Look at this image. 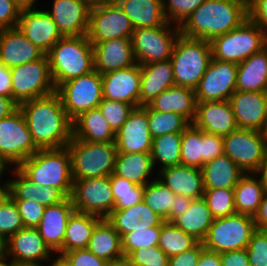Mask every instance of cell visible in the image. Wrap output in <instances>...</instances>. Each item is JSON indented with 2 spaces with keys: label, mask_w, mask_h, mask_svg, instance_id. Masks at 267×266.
Here are the masks:
<instances>
[{
  "label": "cell",
  "mask_w": 267,
  "mask_h": 266,
  "mask_svg": "<svg viewBox=\"0 0 267 266\" xmlns=\"http://www.w3.org/2000/svg\"><path fill=\"white\" fill-rule=\"evenodd\" d=\"M32 140L38 149L66 147L73 137V121L63 108L60 96L31 99L19 105Z\"/></svg>",
  "instance_id": "6da1fadb"
},
{
  "label": "cell",
  "mask_w": 267,
  "mask_h": 266,
  "mask_svg": "<svg viewBox=\"0 0 267 266\" xmlns=\"http://www.w3.org/2000/svg\"><path fill=\"white\" fill-rule=\"evenodd\" d=\"M248 18V0H205L179 26L181 35L212 41Z\"/></svg>",
  "instance_id": "7a4b0ae2"
},
{
  "label": "cell",
  "mask_w": 267,
  "mask_h": 266,
  "mask_svg": "<svg viewBox=\"0 0 267 266\" xmlns=\"http://www.w3.org/2000/svg\"><path fill=\"white\" fill-rule=\"evenodd\" d=\"M46 55L56 89L94 70L93 46L87 35L62 37Z\"/></svg>",
  "instance_id": "3957f363"
},
{
  "label": "cell",
  "mask_w": 267,
  "mask_h": 266,
  "mask_svg": "<svg viewBox=\"0 0 267 266\" xmlns=\"http://www.w3.org/2000/svg\"><path fill=\"white\" fill-rule=\"evenodd\" d=\"M17 168L35 184L56 188L67 197L71 196L73 178L71 158L67 147L39 149Z\"/></svg>",
  "instance_id": "277c9868"
},
{
  "label": "cell",
  "mask_w": 267,
  "mask_h": 266,
  "mask_svg": "<svg viewBox=\"0 0 267 266\" xmlns=\"http://www.w3.org/2000/svg\"><path fill=\"white\" fill-rule=\"evenodd\" d=\"M73 180L110 176L117 156L115 142H87L73 138L66 146Z\"/></svg>",
  "instance_id": "5b68a950"
},
{
  "label": "cell",
  "mask_w": 267,
  "mask_h": 266,
  "mask_svg": "<svg viewBox=\"0 0 267 266\" xmlns=\"http://www.w3.org/2000/svg\"><path fill=\"white\" fill-rule=\"evenodd\" d=\"M211 59L212 48L209 41L188 38L180 34L170 58L175 85L195 90Z\"/></svg>",
  "instance_id": "8992f818"
},
{
  "label": "cell",
  "mask_w": 267,
  "mask_h": 266,
  "mask_svg": "<svg viewBox=\"0 0 267 266\" xmlns=\"http://www.w3.org/2000/svg\"><path fill=\"white\" fill-rule=\"evenodd\" d=\"M210 43L213 59L239 64L265 48L267 37L248 17L237 28L214 38Z\"/></svg>",
  "instance_id": "52a82bcc"
},
{
  "label": "cell",
  "mask_w": 267,
  "mask_h": 266,
  "mask_svg": "<svg viewBox=\"0 0 267 266\" xmlns=\"http://www.w3.org/2000/svg\"><path fill=\"white\" fill-rule=\"evenodd\" d=\"M255 230L253 216L247 214L216 218L202 244L205 249L217 253L246 249Z\"/></svg>",
  "instance_id": "ba28073f"
},
{
  "label": "cell",
  "mask_w": 267,
  "mask_h": 266,
  "mask_svg": "<svg viewBox=\"0 0 267 266\" xmlns=\"http://www.w3.org/2000/svg\"><path fill=\"white\" fill-rule=\"evenodd\" d=\"M180 34V27L169 22L162 26L134 29L131 43L136 63L144 65L169 60Z\"/></svg>",
  "instance_id": "9c48e42d"
},
{
  "label": "cell",
  "mask_w": 267,
  "mask_h": 266,
  "mask_svg": "<svg viewBox=\"0 0 267 266\" xmlns=\"http://www.w3.org/2000/svg\"><path fill=\"white\" fill-rule=\"evenodd\" d=\"M38 150L19 108L0 120V161L6 168L18 167Z\"/></svg>",
  "instance_id": "30bf717a"
},
{
  "label": "cell",
  "mask_w": 267,
  "mask_h": 266,
  "mask_svg": "<svg viewBox=\"0 0 267 266\" xmlns=\"http://www.w3.org/2000/svg\"><path fill=\"white\" fill-rule=\"evenodd\" d=\"M12 98L18 104L56 92L47 55L39 60L10 68Z\"/></svg>",
  "instance_id": "8fae6325"
},
{
  "label": "cell",
  "mask_w": 267,
  "mask_h": 266,
  "mask_svg": "<svg viewBox=\"0 0 267 266\" xmlns=\"http://www.w3.org/2000/svg\"><path fill=\"white\" fill-rule=\"evenodd\" d=\"M56 93L73 121L81 113L98 108L103 99L102 75L96 70L62 83Z\"/></svg>",
  "instance_id": "7c38bea8"
},
{
  "label": "cell",
  "mask_w": 267,
  "mask_h": 266,
  "mask_svg": "<svg viewBox=\"0 0 267 266\" xmlns=\"http://www.w3.org/2000/svg\"><path fill=\"white\" fill-rule=\"evenodd\" d=\"M224 155L236 163L244 173H255L265 156L267 144L261 131L237 128L223 137Z\"/></svg>",
  "instance_id": "4fadbf2b"
},
{
  "label": "cell",
  "mask_w": 267,
  "mask_h": 266,
  "mask_svg": "<svg viewBox=\"0 0 267 266\" xmlns=\"http://www.w3.org/2000/svg\"><path fill=\"white\" fill-rule=\"evenodd\" d=\"M70 198L77 212L107 218L114 209L109 176L73 180Z\"/></svg>",
  "instance_id": "5bb4252c"
},
{
  "label": "cell",
  "mask_w": 267,
  "mask_h": 266,
  "mask_svg": "<svg viewBox=\"0 0 267 266\" xmlns=\"http://www.w3.org/2000/svg\"><path fill=\"white\" fill-rule=\"evenodd\" d=\"M134 27L129 17L112 0L90 10L88 39L100 43L116 38H131Z\"/></svg>",
  "instance_id": "9a60e30c"
},
{
  "label": "cell",
  "mask_w": 267,
  "mask_h": 266,
  "mask_svg": "<svg viewBox=\"0 0 267 266\" xmlns=\"http://www.w3.org/2000/svg\"><path fill=\"white\" fill-rule=\"evenodd\" d=\"M238 64L211 59L195 89L197 102L225 101L236 91Z\"/></svg>",
  "instance_id": "2e32d148"
},
{
  "label": "cell",
  "mask_w": 267,
  "mask_h": 266,
  "mask_svg": "<svg viewBox=\"0 0 267 266\" xmlns=\"http://www.w3.org/2000/svg\"><path fill=\"white\" fill-rule=\"evenodd\" d=\"M7 259L14 266H44L55 253L37 228H24L6 240Z\"/></svg>",
  "instance_id": "e0dca14e"
},
{
  "label": "cell",
  "mask_w": 267,
  "mask_h": 266,
  "mask_svg": "<svg viewBox=\"0 0 267 266\" xmlns=\"http://www.w3.org/2000/svg\"><path fill=\"white\" fill-rule=\"evenodd\" d=\"M17 28L45 54L63 37L43 6L22 7Z\"/></svg>",
  "instance_id": "ac0fdd59"
},
{
  "label": "cell",
  "mask_w": 267,
  "mask_h": 266,
  "mask_svg": "<svg viewBox=\"0 0 267 266\" xmlns=\"http://www.w3.org/2000/svg\"><path fill=\"white\" fill-rule=\"evenodd\" d=\"M152 140L147 105L134 108L126 122L115 133L118 153H151Z\"/></svg>",
  "instance_id": "d6986e66"
},
{
  "label": "cell",
  "mask_w": 267,
  "mask_h": 266,
  "mask_svg": "<svg viewBox=\"0 0 267 266\" xmlns=\"http://www.w3.org/2000/svg\"><path fill=\"white\" fill-rule=\"evenodd\" d=\"M103 98L140 107V65L112 71L102 75Z\"/></svg>",
  "instance_id": "ffe728a7"
},
{
  "label": "cell",
  "mask_w": 267,
  "mask_h": 266,
  "mask_svg": "<svg viewBox=\"0 0 267 266\" xmlns=\"http://www.w3.org/2000/svg\"><path fill=\"white\" fill-rule=\"evenodd\" d=\"M52 2L44 9L52 17L63 37L87 35L91 9L85 3L80 0Z\"/></svg>",
  "instance_id": "44dd1931"
},
{
  "label": "cell",
  "mask_w": 267,
  "mask_h": 266,
  "mask_svg": "<svg viewBox=\"0 0 267 266\" xmlns=\"http://www.w3.org/2000/svg\"><path fill=\"white\" fill-rule=\"evenodd\" d=\"M228 101L238 128L263 129L267 119V92L235 91Z\"/></svg>",
  "instance_id": "7402d4cb"
},
{
  "label": "cell",
  "mask_w": 267,
  "mask_h": 266,
  "mask_svg": "<svg viewBox=\"0 0 267 266\" xmlns=\"http://www.w3.org/2000/svg\"><path fill=\"white\" fill-rule=\"evenodd\" d=\"M91 44L94 70L101 75L136 64L131 38H116Z\"/></svg>",
  "instance_id": "603a6c76"
},
{
  "label": "cell",
  "mask_w": 267,
  "mask_h": 266,
  "mask_svg": "<svg viewBox=\"0 0 267 266\" xmlns=\"http://www.w3.org/2000/svg\"><path fill=\"white\" fill-rule=\"evenodd\" d=\"M192 124L206 133L222 137L238 128L228 100L197 102L196 116Z\"/></svg>",
  "instance_id": "cb8c5ba5"
},
{
  "label": "cell",
  "mask_w": 267,
  "mask_h": 266,
  "mask_svg": "<svg viewBox=\"0 0 267 266\" xmlns=\"http://www.w3.org/2000/svg\"><path fill=\"white\" fill-rule=\"evenodd\" d=\"M46 54L17 28L0 30V62L13 68L43 58Z\"/></svg>",
  "instance_id": "d4e9b609"
},
{
  "label": "cell",
  "mask_w": 267,
  "mask_h": 266,
  "mask_svg": "<svg viewBox=\"0 0 267 266\" xmlns=\"http://www.w3.org/2000/svg\"><path fill=\"white\" fill-rule=\"evenodd\" d=\"M9 175H11V177H9ZM6 176L9 184V196L13 200H32L44 207H48L58 204L67 198L59 189L48 186L41 187L35 184L17 167L7 168Z\"/></svg>",
  "instance_id": "484cf974"
},
{
  "label": "cell",
  "mask_w": 267,
  "mask_h": 266,
  "mask_svg": "<svg viewBox=\"0 0 267 266\" xmlns=\"http://www.w3.org/2000/svg\"><path fill=\"white\" fill-rule=\"evenodd\" d=\"M157 179L174 194L192 199L203 197L202 169L187 165H175L157 172Z\"/></svg>",
  "instance_id": "4316f807"
},
{
  "label": "cell",
  "mask_w": 267,
  "mask_h": 266,
  "mask_svg": "<svg viewBox=\"0 0 267 266\" xmlns=\"http://www.w3.org/2000/svg\"><path fill=\"white\" fill-rule=\"evenodd\" d=\"M74 211L70 197L58 204L45 207L42 219L36 228L54 253L63 246L67 222Z\"/></svg>",
  "instance_id": "83f0119b"
},
{
  "label": "cell",
  "mask_w": 267,
  "mask_h": 266,
  "mask_svg": "<svg viewBox=\"0 0 267 266\" xmlns=\"http://www.w3.org/2000/svg\"><path fill=\"white\" fill-rule=\"evenodd\" d=\"M140 106L150 104L160 93L175 85L171 60L140 65Z\"/></svg>",
  "instance_id": "f1b7e54d"
},
{
  "label": "cell",
  "mask_w": 267,
  "mask_h": 266,
  "mask_svg": "<svg viewBox=\"0 0 267 266\" xmlns=\"http://www.w3.org/2000/svg\"><path fill=\"white\" fill-rule=\"evenodd\" d=\"M122 237L135 230H144L154 226H162L165 222L143 201L130 208L113 210L106 218Z\"/></svg>",
  "instance_id": "f546056e"
},
{
  "label": "cell",
  "mask_w": 267,
  "mask_h": 266,
  "mask_svg": "<svg viewBox=\"0 0 267 266\" xmlns=\"http://www.w3.org/2000/svg\"><path fill=\"white\" fill-rule=\"evenodd\" d=\"M148 105L155 111L180 114L192 124L197 109L195 90L174 85L160 93Z\"/></svg>",
  "instance_id": "4dcf8cb0"
},
{
  "label": "cell",
  "mask_w": 267,
  "mask_h": 266,
  "mask_svg": "<svg viewBox=\"0 0 267 266\" xmlns=\"http://www.w3.org/2000/svg\"><path fill=\"white\" fill-rule=\"evenodd\" d=\"M113 173L141 186L157 178L150 153H117Z\"/></svg>",
  "instance_id": "1f68e13d"
},
{
  "label": "cell",
  "mask_w": 267,
  "mask_h": 266,
  "mask_svg": "<svg viewBox=\"0 0 267 266\" xmlns=\"http://www.w3.org/2000/svg\"><path fill=\"white\" fill-rule=\"evenodd\" d=\"M236 91L267 92V44L238 64Z\"/></svg>",
  "instance_id": "d6a6232c"
},
{
  "label": "cell",
  "mask_w": 267,
  "mask_h": 266,
  "mask_svg": "<svg viewBox=\"0 0 267 266\" xmlns=\"http://www.w3.org/2000/svg\"><path fill=\"white\" fill-rule=\"evenodd\" d=\"M201 169L204 189H234L239 179L245 174L224 154L210 160Z\"/></svg>",
  "instance_id": "836d02e7"
},
{
  "label": "cell",
  "mask_w": 267,
  "mask_h": 266,
  "mask_svg": "<svg viewBox=\"0 0 267 266\" xmlns=\"http://www.w3.org/2000/svg\"><path fill=\"white\" fill-rule=\"evenodd\" d=\"M87 248L109 263L125 259L120 234L106 218H102L95 226Z\"/></svg>",
  "instance_id": "e575fe53"
},
{
  "label": "cell",
  "mask_w": 267,
  "mask_h": 266,
  "mask_svg": "<svg viewBox=\"0 0 267 266\" xmlns=\"http://www.w3.org/2000/svg\"><path fill=\"white\" fill-rule=\"evenodd\" d=\"M129 17L134 29L167 23L162 0H114Z\"/></svg>",
  "instance_id": "d590c367"
},
{
  "label": "cell",
  "mask_w": 267,
  "mask_h": 266,
  "mask_svg": "<svg viewBox=\"0 0 267 266\" xmlns=\"http://www.w3.org/2000/svg\"><path fill=\"white\" fill-rule=\"evenodd\" d=\"M73 138L87 142H115L111 129L99 108L81 113L73 120Z\"/></svg>",
  "instance_id": "8d00e7d4"
},
{
  "label": "cell",
  "mask_w": 267,
  "mask_h": 266,
  "mask_svg": "<svg viewBox=\"0 0 267 266\" xmlns=\"http://www.w3.org/2000/svg\"><path fill=\"white\" fill-rule=\"evenodd\" d=\"M101 219L93 214L74 211L67 222L63 246L55 254L87 248L92 232Z\"/></svg>",
  "instance_id": "74e56055"
},
{
  "label": "cell",
  "mask_w": 267,
  "mask_h": 266,
  "mask_svg": "<svg viewBox=\"0 0 267 266\" xmlns=\"http://www.w3.org/2000/svg\"><path fill=\"white\" fill-rule=\"evenodd\" d=\"M211 211L203 197L193 199L188 210L172 223L184 231L186 234L193 236L199 242H202L213 223Z\"/></svg>",
  "instance_id": "f35d334b"
},
{
  "label": "cell",
  "mask_w": 267,
  "mask_h": 266,
  "mask_svg": "<svg viewBox=\"0 0 267 266\" xmlns=\"http://www.w3.org/2000/svg\"><path fill=\"white\" fill-rule=\"evenodd\" d=\"M236 213L254 216L266 193V189L255 173H245L234 187Z\"/></svg>",
  "instance_id": "ab89813d"
},
{
  "label": "cell",
  "mask_w": 267,
  "mask_h": 266,
  "mask_svg": "<svg viewBox=\"0 0 267 266\" xmlns=\"http://www.w3.org/2000/svg\"><path fill=\"white\" fill-rule=\"evenodd\" d=\"M182 133H169L153 138L151 157L156 172L181 164Z\"/></svg>",
  "instance_id": "60d3db41"
},
{
  "label": "cell",
  "mask_w": 267,
  "mask_h": 266,
  "mask_svg": "<svg viewBox=\"0 0 267 266\" xmlns=\"http://www.w3.org/2000/svg\"><path fill=\"white\" fill-rule=\"evenodd\" d=\"M198 242L193 236L186 234L173 223L165 221L161 226L158 247L169 258L193 248Z\"/></svg>",
  "instance_id": "b9f144b4"
},
{
  "label": "cell",
  "mask_w": 267,
  "mask_h": 266,
  "mask_svg": "<svg viewBox=\"0 0 267 266\" xmlns=\"http://www.w3.org/2000/svg\"><path fill=\"white\" fill-rule=\"evenodd\" d=\"M149 129L153 138L169 133H183L191 124L180 114L160 112L147 105Z\"/></svg>",
  "instance_id": "7bdbcfd3"
},
{
  "label": "cell",
  "mask_w": 267,
  "mask_h": 266,
  "mask_svg": "<svg viewBox=\"0 0 267 266\" xmlns=\"http://www.w3.org/2000/svg\"><path fill=\"white\" fill-rule=\"evenodd\" d=\"M109 179L114 198L113 210L130 208L143 201L145 186L134 184L114 173L109 176Z\"/></svg>",
  "instance_id": "ee69618b"
},
{
  "label": "cell",
  "mask_w": 267,
  "mask_h": 266,
  "mask_svg": "<svg viewBox=\"0 0 267 266\" xmlns=\"http://www.w3.org/2000/svg\"><path fill=\"white\" fill-rule=\"evenodd\" d=\"M174 193L157 178L145 185L143 202L166 222L169 221Z\"/></svg>",
  "instance_id": "f6af8a7d"
},
{
  "label": "cell",
  "mask_w": 267,
  "mask_h": 266,
  "mask_svg": "<svg viewBox=\"0 0 267 266\" xmlns=\"http://www.w3.org/2000/svg\"><path fill=\"white\" fill-rule=\"evenodd\" d=\"M181 164L203 167V130L190 124L182 133Z\"/></svg>",
  "instance_id": "bcb514c9"
},
{
  "label": "cell",
  "mask_w": 267,
  "mask_h": 266,
  "mask_svg": "<svg viewBox=\"0 0 267 266\" xmlns=\"http://www.w3.org/2000/svg\"><path fill=\"white\" fill-rule=\"evenodd\" d=\"M203 198L214 219L236 213L233 189H204Z\"/></svg>",
  "instance_id": "7dc6e473"
},
{
  "label": "cell",
  "mask_w": 267,
  "mask_h": 266,
  "mask_svg": "<svg viewBox=\"0 0 267 266\" xmlns=\"http://www.w3.org/2000/svg\"><path fill=\"white\" fill-rule=\"evenodd\" d=\"M161 226H154L144 230H135L121 237V247L126 258L133 250L141 247L158 246Z\"/></svg>",
  "instance_id": "c3c4849f"
},
{
  "label": "cell",
  "mask_w": 267,
  "mask_h": 266,
  "mask_svg": "<svg viewBox=\"0 0 267 266\" xmlns=\"http://www.w3.org/2000/svg\"><path fill=\"white\" fill-rule=\"evenodd\" d=\"M98 108L111 129L116 133L135 107L129 103L103 98Z\"/></svg>",
  "instance_id": "681fc988"
},
{
  "label": "cell",
  "mask_w": 267,
  "mask_h": 266,
  "mask_svg": "<svg viewBox=\"0 0 267 266\" xmlns=\"http://www.w3.org/2000/svg\"><path fill=\"white\" fill-rule=\"evenodd\" d=\"M24 228L17 205L9 196L0 206V236L7 240L10 236Z\"/></svg>",
  "instance_id": "f907efd6"
},
{
  "label": "cell",
  "mask_w": 267,
  "mask_h": 266,
  "mask_svg": "<svg viewBox=\"0 0 267 266\" xmlns=\"http://www.w3.org/2000/svg\"><path fill=\"white\" fill-rule=\"evenodd\" d=\"M205 0H162L167 22L180 26Z\"/></svg>",
  "instance_id": "816d5d0a"
},
{
  "label": "cell",
  "mask_w": 267,
  "mask_h": 266,
  "mask_svg": "<svg viewBox=\"0 0 267 266\" xmlns=\"http://www.w3.org/2000/svg\"><path fill=\"white\" fill-rule=\"evenodd\" d=\"M125 260L128 266H166L169 264V257L158 246L133 250Z\"/></svg>",
  "instance_id": "f5cc1de1"
},
{
  "label": "cell",
  "mask_w": 267,
  "mask_h": 266,
  "mask_svg": "<svg viewBox=\"0 0 267 266\" xmlns=\"http://www.w3.org/2000/svg\"><path fill=\"white\" fill-rule=\"evenodd\" d=\"M246 251L250 266H267V230L256 229Z\"/></svg>",
  "instance_id": "db71d44e"
},
{
  "label": "cell",
  "mask_w": 267,
  "mask_h": 266,
  "mask_svg": "<svg viewBox=\"0 0 267 266\" xmlns=\"http://www.w3.org/2000/svg\"><path fill=\"white\" fill-rule=\"evenodd\" d=\"M25 228H36L44 213L45 207L32 200H14Z\"/></svg>",
  "instance_id": "11a10c76"
},
{
  "label": "cell",
  "mask_w": 267,
  "mask_h": 266,
  "mask_svg": "<svg viewBox=\"0 0 267 266\" xmlns=\"http://www.w3.org/2000/svg\"><path fill=\"white\" fill-rule=\"evenodd\" d=\"M62 256L70 266H107L109 262L97 257L88 248L75 249L63 253Z\"/></svg>",
  "instance_id": "9f6ffc18"
},
{
  "label": "cell",
  "mask_w": 267,
  "mask_h": 266,
  "mask_svg": "<svg viewBox=\"0 0 267 266\" xmlns=\"http://www.w3.org/2000/svg\"><path fill=\"white\" fill-rule=\"evenodd\" d=\"M21 9L16 0H0V30L17 27Z\"/></svg>",
  "instance_id": "6f0895ef"
},
{
  "label": "cell",
  "mask_w": 267,
  "mask_h": 266,
  "mask_svg": "<svg viewBox=\"0 0 267 266\" xmlns=\"http://www.w3.org/2000/svg\"><path fill=\"white\" fill-rule=\"evenodd\" d=\"M224 154L223 137L203 131V165Z\"/></svg>",
  "instance_id": "680465c9"
},
{
  "label": "cell",
  "mask_w": 267,
  "mask_h": 266,
  "mask_svg": "<svg viewBox=\"0 0 267 266\" xmlns=\"http://www.w3.org/2000/svg\"><path fill=\"white\" fill-rule=\"evenodd\" d=\"M248 17L264 31L267 37V0H248Z\"/></svg>",
  "instance_id": "91938a15"
},
{
  "label": "cell",
  "mask_w": 267,
  "mask_h": 266,
  "mask_svg": "<svg viewBox=\"0 0 267 266\" xmlns=\"http://www.w3.org/2000/svg\"><path fill=\"white\" fill-rule=\"evenodd\" d=\"M204 249L202 242H198L193 248H190L178 255L169 258L170 266H197L199 255Z\"/></svg>",
  "instance_id": "94428289"
},
{
  "label": "cell",
  "mask_w": 267,
  "mask_h": 266,
  "mask_svg": "<svg viewBox=\"0 0 267 266\" xmlns=\"http://www.w3.org/2000/svg\"><path fill=\"white\" fill-rule=\"evenodd\" d=\"M221 266H250L246 249L221 252Z\"/></svg>",
  "instance_id": "6125c7cd"
},
{
  "label": "cell",
  "mask_w": 267,
  "mask_h": 266,
  "mask_svg": "<svg viewBox=\"0 0 267 266\" xmlns=\"http://www.w3.org/2000/svg\"><path fill=\"white\" fill-rule=\"evenodd\" d=\"M192 198L183 195H174L172 209H170L169 223H172L176 218L183 215L192 202Z\"/></svg>",
  "instance_id": "be15d7a7"
},
{
  "label": "cell",
  "mask_w": 267,
  "mask_h": 266,
  "mask_svg": "<svg viewBox=\"0 0 267 266\" xmlns=\"http://www.w3.org/2000/svg\"><path fill=\"white\" fill-rule=\"evenodd\" d=\"M0 95L12 97V78L10 68L0 62Z\"/></svg>",
  "instance_id": "e7e4bbea"
},
{
  "label": "cell",
  "mask_w": 267,
  "mask_h": 266,
  "mask_svg": "<svg viewBox=\"0 0 267 266\" xmlns=\"http://www.w3.org/2000/svg\"><path fill=\"white\" fill-rule=\"evenodd\" d=\"M256 229L267 230V192L265 193L263 200L253 216Z\"/></svg>",
  "instance_id": "03108f58"
},
{
  "label": "cell",
  "mask_w": 267,
  "mask_h": 266,
  "mask_svg": "<svg viewBox=\"0 0 267 266\" xmlns=\"http://www.w3.org/2000/svg\"><path fill=\"white\" fill-rule=\"evenodd\" d=\"M197 266H221L220 253L204 248L199 255Z\"/></svg>",
  "instance_id": "003e7915"
},
{
  "label": "cell",
  "mask_w": 267,
  "mask_h": 266,
  "mask_svg": "<svg viewBox=\"0 0 267 266\" xmlns=\"http://www.w3.org/2000/svg\"><path fill=\"white\" fill-rule=\"evenodd\" d=\"M19 108V105L12 97H5L0 95V120L10 116Z\"/></svg>",
  "instance_id": "a7ac6f4b"
},
{
  "label": "cell",
  "mask_w": 267,
  "mask_h": 266,
  "mask_svg": "<svg viewBox=\"0 0 267 266\" xmlns=\"http://www.w3.org/2000/svg\"><path fill=\"white\" fill-rule=\"evenodd\" d=\"M5 175L6 174H1L0 175V206L9 197V184H8L7 177Z\"/></svg>",
  "instance_id": "89a4df30"
},
{
  "label": "cell",
  "mask_w": 267,
  "mask_h": 266,
  "mask_svg": "<svg viewBox=\"0 0 267 266\" xmlns=\"http://www.w3.org/2000/svg\"><path fill=\"white\" fill-rule=\"evenodd\" d=\"M255 174L260 178L267 192V151Z\"/></svg>",
  "instance_id": "2644e50d"
},
{
  "label": "cell",
  "mask_w": 267,
  "mask_h": 266,
  "mask_svg": "<svg viewBox=\"0 0 267 266\" xmlns=\"http://www.w3.org/2000/svg\"><path fill=\"white\" fill-rule=\"evenodd\" d=\"M44 266H70V264L62 255L55 254Z\"/></svg>",
  "instance_id": "8c879c8a"
},
{
  "label": "cell",
  "mask_w": 267,
  "mask_h": 266,
  "mask_svg": "<svg viewBox=\"0 0 267 266\" xmlns=\"http://www.w3.org/2000/svg\"><path fill=\"white\" fill-rule=\"evenodd\" d=\"M7 260L6 239L0 236V262Z\"/></svg>",
  "instance_id": "753ad0ef"
},
{
  "label": "cell",
  "mask_w": 267,
  "mask_h": 266,
  "mask_svg": "<svg viewBox=\"0 0 267 266\" xmlns=\"http://www.w3.org/2000/svg\"><path fill=\"white\" fill-rule=\"evenodd\" d=\"M81 2L85 3L90 9L99 7L104 3L110 2L112 0H80Z\"/></svg>",
  "instance_id": "34e18365"
},
{
  "label": "cell",
  "mask_w": 267,
  "mask_h": 266,
  "mask_svg": "<svg viewBox=\"0 0 267 266\" xmlns=\"http://www.w3.org/2000/svg\"><path fill=\"white\" fill-rule=\"evenodd\" d=\"M21 7H38L39 3H36L39 0H16Z\"/></svg>",
  "instance_id": "11e5206c"
},
{
  "label": "cell",
  "mask_w": 267,
  "mask_h": 266,
  "mask_svg": "<svg viewBox=\"0 0 267 266\" xmlns=\"http://www.w3.org/2000/svg\"><path fill=\"white\" fill-rule=\"evenodd\" d=\"M107 266H128V263L124 259V260L119 261V262L108 263Z\"/></svg>",
  "instance_id": "2a66077c"
},
{
  "label": "cell",
  "mask_w": 267,
  "mask_h": 266,
  "mask_svg": "<svg viewBox=\"0 0 267 266\" xmlns=\"http://www.w3.org/2000/svg\"><path fill=\"white\" fill-rule=\"evenodd\" d=\"M262 133V137L264 138V140L266 141L267 144V119L265 120L263 129L261 130Z\"/></svg>",
  "instance_id": "b9fcfbb0"
},
{
  "label": "cell",
  "mask_w": 267,
  "mask_h": 266,
  "mask_svg": "<svg viewBox=\"0 0 267 266\" xmlns=\"http://www.w3.org/2000/svg\"><path fill=\"white\" fill-rule=\"evenodd\" d=\"M0 266H14V265L9 259H7L5 261L0 262Z\"/></svg>",
  "instance_id": "09005b40"
},
{
  "label": "cell",
  "mask_w": 267,
  "mask_h": 266,
  "mask_svg": "<svg viewBox=\"0 0 267 266\" xmlns=\"http://www.w3.org/2000/svg\"><path fill=\"white\" fill-rule=\"evenodd\" d=\"M6 170H7V168L0 161V175L6 174Z\"/></svg>",
  "instance_id": "979ff035"
}]
</instances>
